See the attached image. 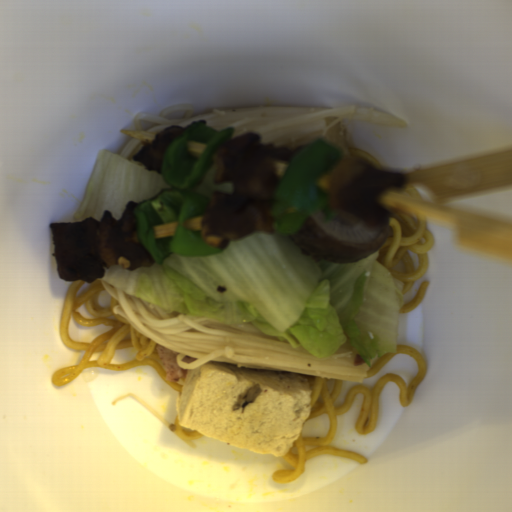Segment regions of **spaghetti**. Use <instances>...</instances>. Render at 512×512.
<instances>
[{
  "label": "spaghetti",
  "mask_w": 512,
  "mask_h": 512,
  "mask_svg": "<svg viewBox=\"0 0 512 512\" xmlns=\"http://www.w3.org/2000/svg\"><path fill=\"white\" fill-rule=\"evenodd\" d=\"M404 354L413 358L417 364V374L408 385L404 384L402 378L397 374L386 373L381 376L370 389L364 385H353L349 387L342 405L336 406V399L341 391L343 380L334 381L330 392L327 378L315 377V383L310 387V411L304 421L311 420L322 414H326L329 423L328 433L324 437L303 436L301 431L293 441L290 450L283 456L293 469L277 470L272 473L271 479L278 484H287L300 477L305 470L306 463L323 454H335L355 460L358 464H367L369 459L366 456L353 451L344 450L331 446L338 428L337 415L348 412L354 397L361 393L363 396L362 406L355 424L358 434L370 435L374 432L379 416V405L381 392L388 382H394L399 391L401 406L411 405L415 391L419 383L427 374V365L420 350L397 345L395 352L383 353L377 361L371 365L367 377L376 375L396 355Z\"/></svg>",
  "instance_id": "1"
},
{
  "label": "spaghetti",
  "mask_w": 512,
  "mask_h": 512,
  "mask_svg": "<svg viewBox=\"0 0 512 512\" xmlns=\"http://www.w3.org/2000/svg\"><path fill=\"white\" fill-rule=\"evenodd\" d=\"M84 283L85 281H73L69 286L64 297L59 332V337L66 347L72 350H82L84 355L79 364L64 367L55 372L51 378L53 384L59 387L66 385L88 367L126 371L138 365H149L154 368L164 382L180 395L183 385H180L179 381L166 379V367L156 349L159 344L139 333L121 313H114L113 307L118 305L119 302L112 295L108 307L100 306L99 294L101 291L107 290L100 278L95 279L80 296H77L78 290ZM83 304L94 319L88 320L76 313L75 310ZM71 317L83 326L101 324L113 327L109 332L94 339L91 343L74 342L69 339L67 334V324ZM131 346L137 352L133 361L123 365L110 363L114 351Z\"/></svg>",
  "instance_id": "2"
},
{
  "label": "spaghetti",
  "mask_w": 512,
  "mask_h": 512,
  "mask_svg": "<svg viewBox=\"0 0 512 512\" xmlns=\"http://www.w3.org/2000/svg\"><path fill=\"white\" fill-rule=\"evenodd\" d=\"M388 212L391 218L383 229L386 240L378 249L376 261L403 282V295L426 273L428 252L434 246L435 238L426 228V218Z\"/></svg>",
  "instance_id": "3"
},
{
  "label": "spaghetti",
  "mask_w": 512,
  "mask_h": 512,
  "mask_svg": "<svg viewBox=\"0 0 512 512\" xmlns=\"http://www.w3.org/2000/svg\"><path fill=\"white\" fill-rule=\"evenodd\" d=\"M429 285H430L429 281L422 282L417 293L413 297V299L411 301H409L408 303L401 305L399 314H403V313L412 311L413 309L418 307L419 304L422 302Z\"/></svg>",
  "instance_id": "4"
},
{
  "label": "spaghetti",
  "mask_w": 512,
  "mask_h": 512,
  "mask_svg": "<svg viewBox=\"0 0 512 512\" xmlns=\"http://www.w3.org/2000/svg\"><path fill=\"white\" fill-rule=\"evenodd\" d=\"M174 432L178 436L179 439H182L185 441L193 440V439H200L203 436L196 431L182 427L179 423L178 416L175 418V421H174Z\"/></svg>",
  "instance_id": "5"
},
{
  "label": "spaghetti",
  "mask_w": 512,
  "mask_h": 512,
  "mask_svg": "<svg viewBox=\"0 0 512 512\" xmlns=\"http://www.w3.org/2000/svg\"><path fill=\"white\" fill-rule=\"evenodd\" d=\"M347 149H348L349 156L350 155H360V156L364 157L365 159L369 160L376 167H381L380 164L374 159V157L369 152H365V151L358 150L355 148H348V147H347ZM381 168H383V167H381Z\"/></svg>",
  "instance_id": "6"
},
{
  "label": "spaghetti",
  "mask_w": 512,
  "mask_h": 512,
  "mask_svg": "<svg viewBox=\"0 0 512 512\" xmlns=\"http://www.w3.org/2000/svg\"><path fill=\"white\" fill-rule=\"evenodd\" d=\"M395 192H398L400 194H404V195H407V196H410V197H414V198H417V199H423L420 191L415 186H411V185H408V184H407V187L404 188L403 190H397Z\"/></svg>",
  "instance_id": "7"
}]
</instances>
